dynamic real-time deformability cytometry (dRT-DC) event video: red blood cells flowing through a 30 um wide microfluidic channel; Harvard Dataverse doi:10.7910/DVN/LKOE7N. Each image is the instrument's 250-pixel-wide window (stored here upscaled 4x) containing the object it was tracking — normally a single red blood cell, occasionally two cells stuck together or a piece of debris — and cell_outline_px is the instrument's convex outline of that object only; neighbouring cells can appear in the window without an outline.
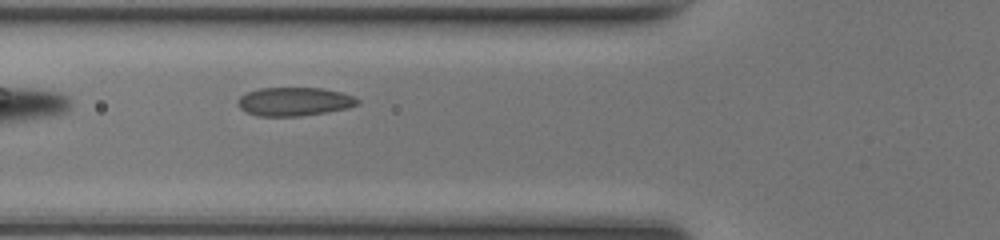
{"species": "common noctule bat (a hibernating species)", "species_latin": "Nyctalus noctula", "temperature_condition": "room temperature", "stored_images_in_passage": 34, "camera_frame_rate_fps": 3000, "um_per_image_px": 0.085, "animal": {"sex": "female", "body_mass_g": 17.0, "forearm_length_mm": 48.0}, "frame": {"image": 1, "passage_image": 6, "time_ms": 1.667, "image_size_px": [1000, 240], "cell_outline_px": [[360, 104], [348, 108], [328, 112], [300, 116], [260, 116], [248, 112], [240, 108], [236, 100], [240, 96], [248, 92], [260, 88], [324, 88], [340, 92], [352, 96], [360, 100]], "centroid_in_image_um": [25.04, 8.63], "position_along_channel_um": 100.8, "area_um2": 19.94}, "authors_computed_cell_mechanics": {"area_um2": 20.808, "velocity_mm_per_s": 4.0868, "shape_relaxation_time_tau1_ms": 1.5755, "shape_relaxation_time_tau2_ms": null, "deformation_change_tau1": 0.0534, "deformation_change_tau2": null}}